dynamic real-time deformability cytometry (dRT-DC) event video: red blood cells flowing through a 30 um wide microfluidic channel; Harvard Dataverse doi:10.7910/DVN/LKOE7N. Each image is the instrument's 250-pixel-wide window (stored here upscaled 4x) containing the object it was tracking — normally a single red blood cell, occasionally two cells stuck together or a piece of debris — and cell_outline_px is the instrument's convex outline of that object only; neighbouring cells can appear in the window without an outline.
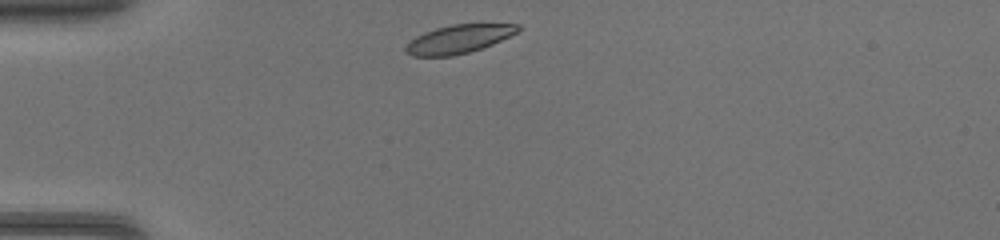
{"species": "common noctule bat (a hibernating species)", "species_latin": "Nyctalus noctula", "temperature_condition": "warm", "stored_images_in_passage": 34, "camera_frame_rate_fps": 3000, "um_per_image_px": 0.085, "animal": {"sex": "female", "body_mass_g": 17.0, "forearm_length_mm": 48.0}, "frame": {"image": 1, "passage_image": 1, "time_ms": 0.0, "image_size_px": [1000, 240], "cell_outline_px": [[520, 28], [516, 32], [492, 44], [468, 52], [452, 56], [412, 56], [404, 48], [416, 36], [424, 32], [436, 28], [452, 24], [520, 24]], "centroid_in_image_um": [38.97, 3.31], "position_along_channel_um": 46.0, "area_um2": 18.21}}
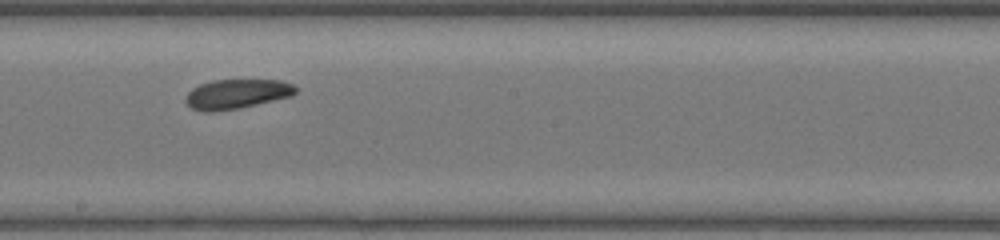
{"frame": {"image": 2, "passage_image": 15, "time_ms": 4.667, "image_size_px": [1000, 240], "cell_outline_px": [[296, 92], [292, 96], [240, 108], [212, 112], [204, 112], [192, 108], [184, 100], [188, 92], [192, 88], [200, 84], [212, 80], [280, 80], [292, 84], [296, 88]], "centroid_in_image_um": [20.1, 7.99], "position_along_channel_um": 228.1, "area_um2": 18.96}}
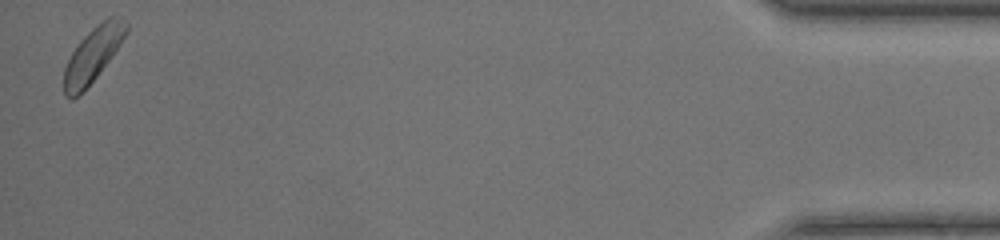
{"frame": {"image": 3, "passage_image": 34, "time_ms": 11.0, "image_size_px": [1000, 240], "cell_outline_px": [[128, 32], [120, 44], [96, 76], [72, 100], [64, 96], [64, 68], [72, 52], [80, 40], [96, 24], [108, 16], [120, 16], [128, 24]], "centroid_in_image_um": [7.9, 4.59], "position_along_channel_um": 427.3, "area_um2": 19.42}}